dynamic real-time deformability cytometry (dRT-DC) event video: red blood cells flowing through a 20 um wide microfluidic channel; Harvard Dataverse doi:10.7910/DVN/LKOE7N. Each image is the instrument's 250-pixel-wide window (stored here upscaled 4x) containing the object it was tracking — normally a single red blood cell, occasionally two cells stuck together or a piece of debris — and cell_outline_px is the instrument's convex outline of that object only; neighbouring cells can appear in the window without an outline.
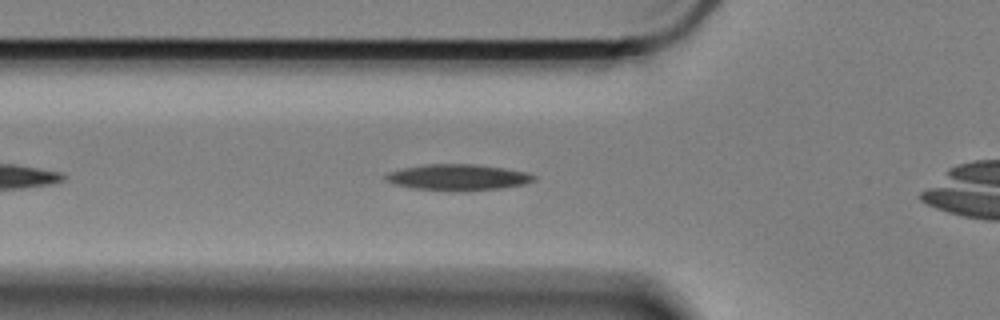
{"species": "Egyptian fruit bat (a non-hibernating species)", "species_latin": "Rousettus aegyptiacus", "temperature_condition": "cold", "stored_images_in_passage": 36, "camera_frame_rate_fps": 3000, "um_per_image_px": 0.085, "animal": {"sex": "female"}, "frame": {"image": 1, "passage_image": 2, "time_ms": 0.333, "image_size_px": [1000, 320], "cell_outline_px": [[536, 180], [524, 184], [500, 188], [416, 188], [392, 184], [384, 180], [384, 176], [388, 172], [404, 168], [424, 164], [476, 164], [504, 168], [528, 172], [536, 176]], "centroid_in_image_um": [38.92, 15.01], "position_along_channel_um": 86.9, "area_um2": 21.5}}
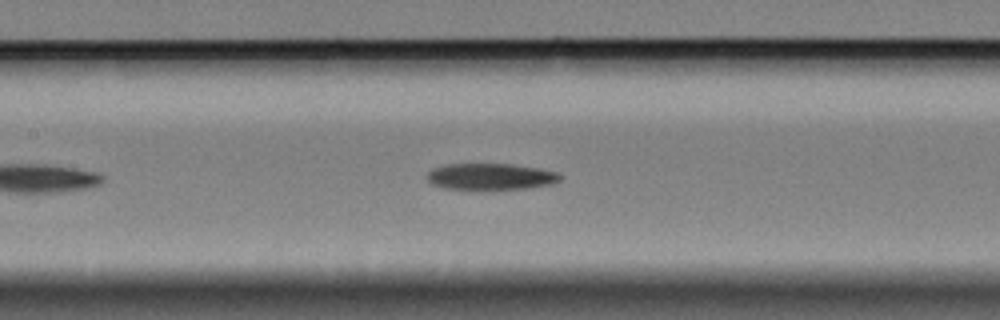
{"frame": {"image": 2, "passage_image": 9, "time_ms": 2.667, "image_size_px": [1000, 320], "cell_outline_px": [[560, 180], [552, 184], [528, 188], [444, 188], [432, 184], [428, 180], [428, 172], [432, 168], [448, 164], [512, 164], [540, 168], [556, 172], [560, 176]], "centroid_in_image_um": [41.71, 14.99], "position_along_channel_um": 165.7, "area_um2": 20.06}}
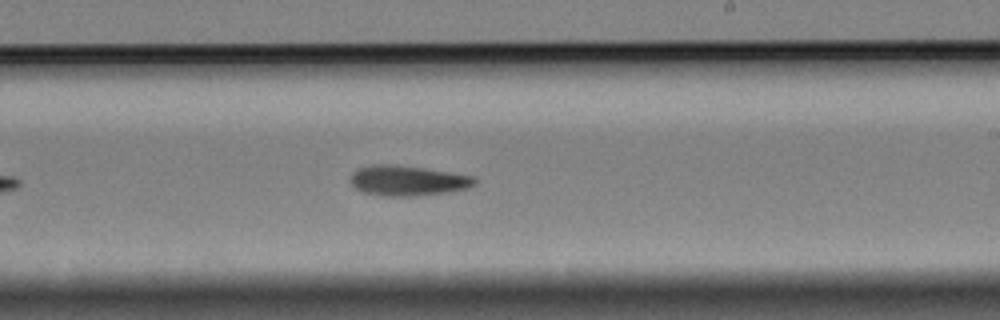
{"frame": {"image": 3, "passage_image": 17, "time_ms": 5.333, "image_size_px": [1000, 320], "cell_outline_px": [[476, 184], [468, 188], [444, 192], [412, 196], [388, 196], [364, 192], [356, 188], [348, 180], [352, 172], [356, 168], [372, 164], [392, 164], [424, 168], [476, 176]], "centroid_in_image_um": [34.62, 15.33], "position_along_channel_um": 254.4, "area_um2": 21.91}}